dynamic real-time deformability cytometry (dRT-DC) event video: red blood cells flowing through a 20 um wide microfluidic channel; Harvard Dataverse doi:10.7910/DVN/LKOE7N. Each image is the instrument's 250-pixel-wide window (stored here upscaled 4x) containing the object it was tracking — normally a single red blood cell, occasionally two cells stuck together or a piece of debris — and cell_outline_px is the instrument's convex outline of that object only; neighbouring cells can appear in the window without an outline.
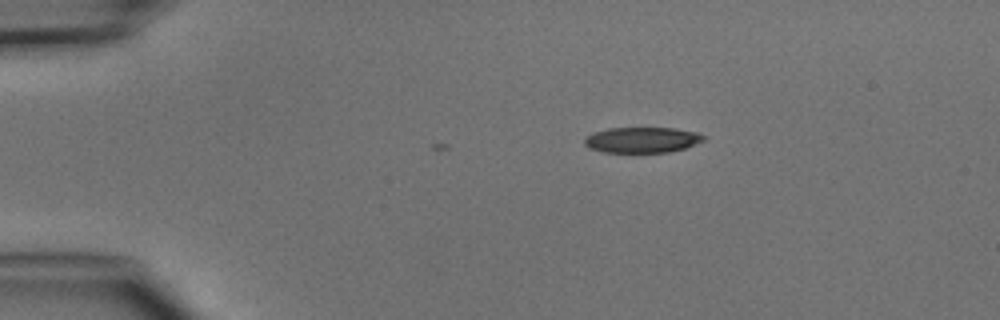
{"species": "common noctule bat (a hibernating species)", "species_latin": "Nyctalus noctula", "temperature_condition": "cold", "stored_images_in_passage": 3, "camera_frame_rate_fps": 3000, "um_per_image_px": 0.085, "animal": {"sex": "male", "body_mass_g": 15.6}, "frame": {"image": 1, "passage_image": 3, "time_ms": 2.667, "image_size_px": [1000, 320], "cell_outline_px": [[704, 140], [684, 148], [668, 152], [600, 152], [588, 148], [584, 144], [584, 140], [592, 132], [608, 128], [676, 128], [696, 132], [704, 136]], "centroid_in_image_um": [54.53, 11.89], "position_along_channel_um": 30.5, "area_um2": 17.74}}